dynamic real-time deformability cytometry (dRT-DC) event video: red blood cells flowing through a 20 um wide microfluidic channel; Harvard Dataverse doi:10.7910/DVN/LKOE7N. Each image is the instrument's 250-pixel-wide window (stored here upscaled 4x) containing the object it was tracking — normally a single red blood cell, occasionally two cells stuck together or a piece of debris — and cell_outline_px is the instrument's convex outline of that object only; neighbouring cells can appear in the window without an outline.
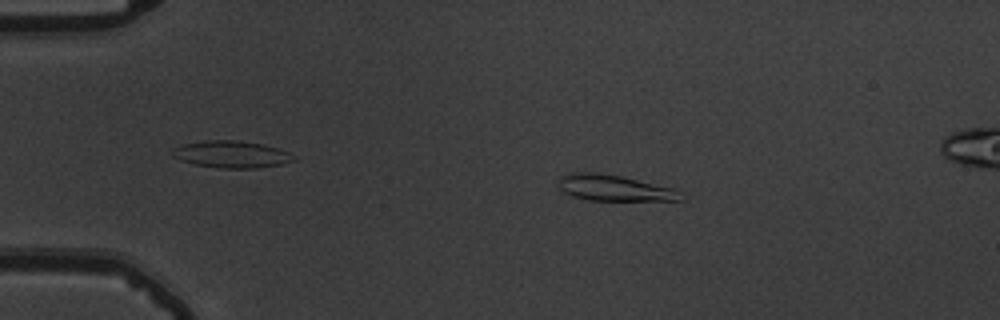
{"species": "common noctule bat (a hibernating species)", "species_latin": "Nyctalus noctula", "temperature_condition": "warm", "stored_images_in_passage": 55, "camera_frame_rate_fps": 3000, "um_per_image_px": 0.085, "animal": {"sex": "male", "body_mass_g": 19.5, "forearm_length_mm": 54.6}, "frame": {"image": 1, "passage_image": 12, "time_ms": 3.667, "image_size_px": [1000, 320], "cell_outline_px": [[684, 200], [588, 200], [572, 196], [564, 192], [556, 184], [560, 176], [572, 172], [596, 172], [620, 176], [672, 188], [680, 192]], "centroid_in_image_um": [52.14, 15.97], "position_along_channel_um": 32.9, "area_um2": 18.38}}
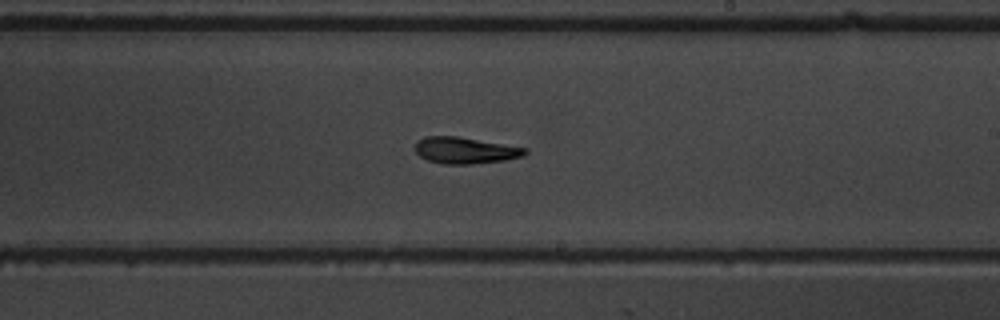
{"frame": {"image": 2, "passage_image": 34, "time_ms": 11.0, "image_size_px": [1000, 320], "cell_outline_px": [[528, 152], [524, 156], [504, 160], [472, 164], [444, 164], [428, 160], [420, 156], [416, 152], [416, 140], [424, 136], [456, 136], [528, 148]], "centroid_in_image_um": [39.54, 12.78], "position_along_channel_um": 249.5, "area_um2": 16.94}}
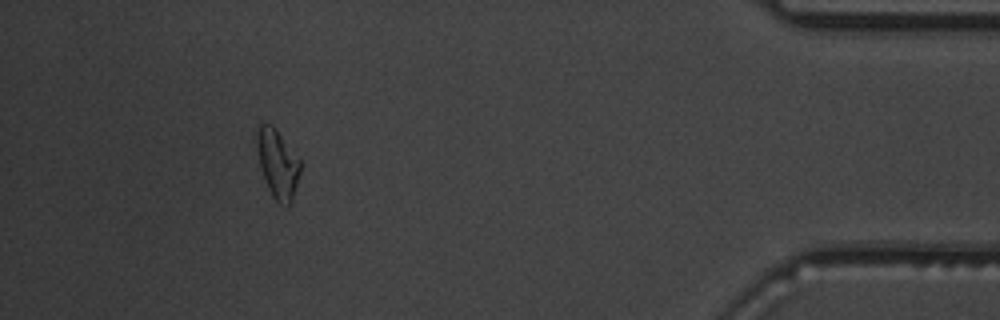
{"frame": {"image": 3, "passage_image": 51, "time_ms": 16.667, "image_size_px": [1000, 320], "cell_outline_px": [[300, 172], [292, 200], [288, 208], [280, 204], [272, 196], [268, 188], [260, 168], [252, 140], [256, 124], [272, 124], [276, 128], [300, 160]], "centroid_in_image_um": [23.52, 13.85], "position_along_channel_um": 411.7, "area_um2": 18.09}, "authors_computed_cell_mechanics": {"area_um2": 17.34, "velocity_mm_per_s": 3.7609, "shape_relaxation_time_tau1_ms": 5.7102, "shape_relaxation_time_tau2_ms": 4.9987, "deformation_change_tau1": 0.1973, "deformation_change_tau2": 0.1445}}